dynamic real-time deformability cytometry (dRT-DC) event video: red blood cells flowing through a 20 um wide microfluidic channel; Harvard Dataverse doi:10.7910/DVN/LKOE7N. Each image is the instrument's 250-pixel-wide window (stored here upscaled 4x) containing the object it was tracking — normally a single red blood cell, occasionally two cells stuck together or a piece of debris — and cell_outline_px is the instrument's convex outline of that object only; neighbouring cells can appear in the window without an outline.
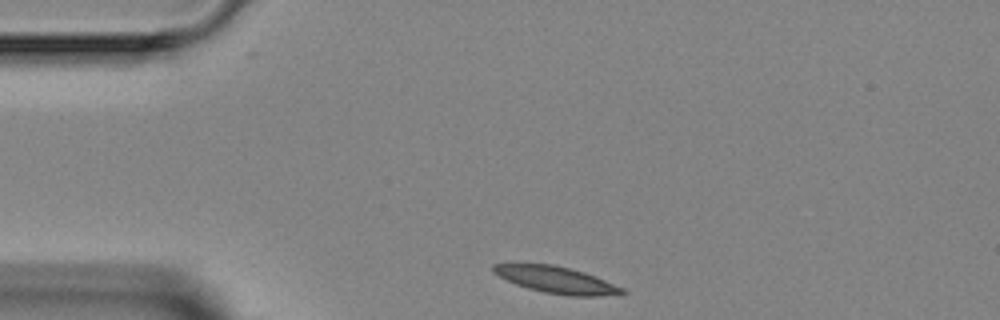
{"species": "Egyptian fruit bat (a non-hibernating species)", "species_latin": "Rousettus aegyptiacus", "temperature_condition": "room temperature", "stored_images_in_passage": 6, "camera_frame_rate_fps": 3000, "um_per_image_px": 0.085, "animal": {"sex": "female"}, "frame": {"image": 1, "passage_image": 1, "time_ms": 0.0, "image_size_px": [1000, 320], "cell_outline_px": [[628, 292], [624, 296], [568, 296], [544, 292], [528, 288], [516, 284], [492, 272], [492, 264], [516, 260], [552, 264], [572, 268], [596, 276], [624, 288]], "centroid_in_image_um": [47.27, 23.75], "position_along_channel_um": 37.7, "area_um2": 21.15}}
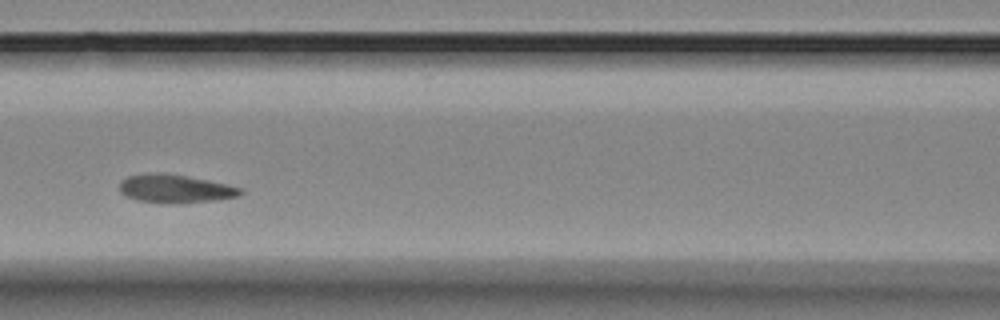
{"frame": {"image": 2, "passage_image": 4, "time_ms": 3.667, "image_size_px": [1000, 320], "cell_outline_px": [[244, 192], [240, 196], [216, 200], [180, 204], [136, 200], [120, 192], [120, 180], [128, 176], [148, 172], [164, 172], [188, 176], [228, 184], [244, 188]], "centroid_in_image_um": [14.93, 16.03], "position_along_channel_um": 151.7, "area_um2": 20.35}}
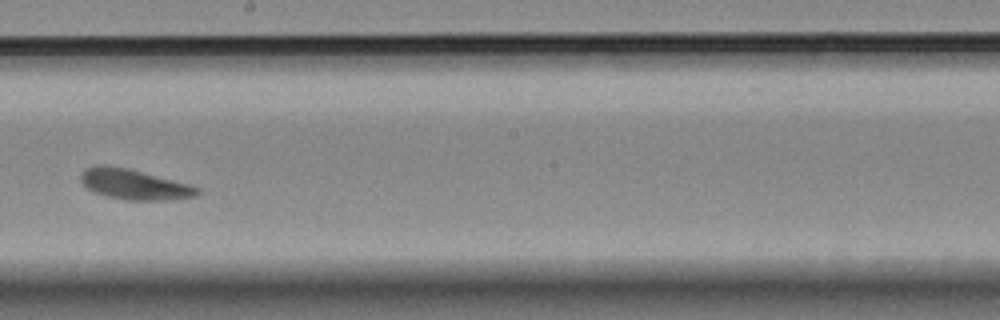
{"frame": {"image": 3, "passage_image": 6, "time_ms": 6.0, "image_size_px": [1000, 320], "cell_outline_px": [[200, 192], [196, 196], [172, 200], [124, 200], [104, 196], [88, 188], [80, 180], [80, 176], [88, 168], [96, 164], [104, 164], [128, 168], [188, 184], [200, 188]], "centroid_in_image_um": [11.42, 15.68], "position_along_channel_um": 236.8, "area_um2": 20.52}}